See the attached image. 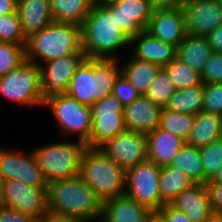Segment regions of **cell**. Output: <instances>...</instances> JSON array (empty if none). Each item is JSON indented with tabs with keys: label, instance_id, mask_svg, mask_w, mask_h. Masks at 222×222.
Wrapping results in <instances>:
<instances>
[{
	"label": "cell",
	"instance_id": "1",
	"mask_svg": "<svg viewBox=\"0 0 222 222\" xmlns=\"http://www.w3.org/2000/svg\"><path fill=\"white\" fill-rule=\"evenodd\" d=\"M47 198L48 210L52 212L81 222H100L102 218L103 201L79 175L48 183Z\"/></svg>",
	"mask_w": 222,
	"mask_h": 222
},
{
	"label": "cell",
	"instance_id": "2",
	"mask_svg": "<svg viewBox=\"0 0 222 222\" xmlns=\"http://www.w3.org/2000/svg\"><path fill=\"white\" fill-rule=\"evenodd\" d=\"M130 41L118 25L116 12H108L96 2L81 25V47L86 58H117L116 51Z\"/></svg>",
	"mask_w": 222,
	"mask_h": 222
},
{
	"label": "cell",
	"instance_id": "3",
	"mask_svg": "<svg viewBox=\"0 0 222 222\" xmlns=\"http://www.w3.org/2000/svg\"><path fill=\"white\" fill-rule=\"evenodd\" d=\"M120 73L121 67L116 58H86L71 78L66 93L90 107L112 93Z\"/></svg>",
	"mask_w": 222,
	"mask_h": 222
},
{
	"label": "cell",
	"instance_id": "4",
	"mask_svg": "<svg viewBox=\"0 0 222 222\" xmlns=\"http://www.w3.org/2000/svg\"><path fill=\"white\" fill-rule=\"evenodd\" d=\"M25 52L26 60L39 65L75 52H84L81 47V26L52 22L26 38ZM37 59L42 62H37Z\"/></svg>",
	"mask_w": 222,
	"mask_h": 222
},
{
	"label": "cell",
	"instance_id": "5",
	"mask_svg": "<svg viewBox=\"0 0 222 222\" xmlns=\"http://www.w3.org/2000/svg\"><path fill=\"white\" fill-rule=\"evenodd\" d=\"M79 176L103 202L125 194L126 171L99 148L84 150Z\"/></svg>",
	"mask_w": 222,
	"mask_h": 222
},
{
	"label": "cell",
	"instance_id": "6",
	"mask_svg": "<svg viewBox=\"0 0 222 222\" xmlns=\"http://www.w3.org/2000/svg\"><path fill=\"white\" fill-rule=\"evenodd\" d=\"M86 148L81 140L61 141L35 148L33 153L45 180L50 183L79 175L82 154Z\"/></svg>",
	"mask_w": 222,
	"mask_h": 222
},
{
	"label": "cell",
	"instance_id": "7",
	"mask_svg": "<svg viewBox=\"0 0 222 222\" xmlns=\"http://www.w3.org/2000/svg\"><path fill=\"white\" fill-rule=\"evenodd\" d=\"M0 95L17 104L43 106L40 66L26 60L22 65L0 78Z\"/></svg>",
	"mask_w": 222,
	"mask_h": 222
},
{
	"label": "cell",
	"instance_id": "8",
	"mask_svg": "<svg viewBox=\"0 0 222 222\" xmlns=\"http://www.w3.org/2000/svg\"><path fill=\"white\" fill-rule=\"evenodd\" d=\"M51 108L52 115L62 133L74 134L78 140L89 147V136L92 127L91 110L89 106L79 103L67 93H58L44 99L43 107Z\"/></svg>",
	"mask_w": 222,
	"mask_h": 222
},
{
	"label": "cell",
	"instance_id": "9",
	"mask_svg": "<svg viewBox=\"0 0 222 222\" xmlns=\"http://www.w3.org/2000/svg\"><path fill=\"white\" fill-rule=\"evenodd\" d=\"M161 166L148 159L126 170L125 194L150 211L157 212L165 203L159 191Z\"/></svg>",
	"mask_w": 222,
	"mask_h": 222
},
{
	"label": "cell",
	"instance_id": "10",
	"mask_svg": "<svg viewBox=\"0 0 222 222\" xmlns=\"http://www.w3.org/2000/svg\"><path fill=\"white\" fill-rule=\"evenodd\" d=\"M92 127L89 148H98L107 139L127 130L124 122V105L112 93L90 106Z\"/></svg>",
	"mask_w": 222,
	"mask_h": 222
},
{
	"label": "cell",
	"instance_id": "11",
	"mask_svg": "<svg viewBox=\"0 0 222 222\" xmlns=\"http://www.w3.org/2000/svg\"><path fill=\"white\" fill-rule=\"evenodd\" d=\"M98 148L125 171L147 160V138L142 132L125 130Z\"/></svg>",
	"mask_w": 222,
	"mask_h": 222
},
{
	"label": "cell",
	"instance_id": "12",
	"mask_svg": "<svg viewBox=\"0 0 222 222\" xmlns=\"http://www.w3.org/2000/svg\"><path fill=\"white\" fill-rule=\"evenodd\" d=\"M0 205L38 220L48 210L47 188L33 187L15 179L5 180Z\"/></svg>",
	"mask_w": 222,
	"mask_h": 222
},
{
	"label": "cell",
	"instance_id": "13",
	"mask_svg": "<svg viewBox=\"0 0 222 222\" xmlns=\"http://www.w3.org/2000/svg\"><path fill=\"white\" fill-rule=\"evenodd\" d=\"M0 174L4 181L15 179L33 187L48 186L33 151L25 154L8 151L0 146Z\"/></svg>",
	"mask_w": 222,
	"mask_h": 222
},
{
	"label": "cell",
	"instance_id": "14",
	"mask_svg": "<svg viewBox=\"0 0 222 222\" xmlns=\"http://www.w3.org/2000/svg\"><path fill=\"white\" fill-rule=\"evenodd\" d=\"M85 59V52H75L72 55L41 63L40 79L44 98L53 94L66 93L71 78Z\"/></svg>",
	"mask_w": 222,
	"mask_h": 222
},
{
	"label": "cell",
	"instance_id": "15",
	"mask_svg": "<svg viewBox=\"0 0 222 222\" xmlns=\"http://www.w3.org/2000/svg\"><path fill=\"white\" fill-rule=\"evenodd\" d=\"M99 3L108 12H116L118 25L130 38L146 29L153 14L148 0H104Z\"/></svg>",
	"mask_w": 222,
	"mask_h": 222
},
{
	"label": "cell",
	"instance_id": "16",
	"mask_svg": "<svg viewBox=\"0 0 222 222\" xmlns=\"http://www.w3.org/2000/svg\"><path fill=\"white\" fill-rule=\"evenodd\" d=\"M186 32L194 36H207L222 25L220 0H194L182 4Z\"/></svg>",
	"mask_w": 222,
	"mask_h": 222
},
{
	"label": "cell",
	"instance_id": "17",
	"mask_svg": "<svg viewBox=\"0 0 222 222\" xmlns=\"http://www.w3.org/2000/svg\"><path fill=\"white\" fill-rule=\"evenodd\" d=\"M145 31L160 41L177 47L187 35L182 7L153 11Z\"/></svg>",
	"mask_w": 222,
	"mask_h": 222
},
{
	"label": "cell",
	"instance_id": "18",
	"mask_svg": "<svg viewBox=\"0 0 222 222\" xmlns=\"http://www.w3.org/2000/svg\"><path fill=\"white\" fill-rule=\"evenodd\" d=\"M170 205L184 212L192 222H203L213 213L207 184L195 183L184 189Z\"/></svg>",
	"mask_w": 222,
	"mask_h": 222
},
{
	"label": "cell",
	"instance_id": "19",
	"mask_svg": "<svg viewBox=\"0 0 222 222\" xmlns=\"http://www.w3.org/2000/svg\"><path fill=\"white\" fill-rule=\"evenodd\" d=\"M163 108L151 102L145 95L124 106V122L127 130L147 134L160 125Z\"/></svg>",
	"mask_w": 222,
	"mask_h": 222
},
{
	"label": "cell",
	"instance_id": "20",
	"mask_svg": "<svg viewBox=\"0 0 222 222\" xmlns=\"http://www.w3.org/2000/svg\"><path fill=\"white\" fill-rule=\"evenodd\" d=\"M133 44L131 54L143 61H150L161 67L176 58V46L160 41L143 30L131 38Z\"/></svg>",
	"mask_w": 222,
	"mask_h": 222
},
{
	"label": "cell",
	"instance_id": "21",
	"mask_svg": "<svg viewBox=\"0 0 222 222\" xmlns=\"http://www.w3.org/2000/svg\"><path fill=\"white\" fill-rule=\"evenodd\" d=\"M151 213L146 206L124 194L103 202L100 222H146Z\"/></svg>",
	"mask_w": 222,
	"mask_h": 222
},
{
	"label": "cell",
	"instance_id": "22",
	"mask_svg": "<svg viewBox=\"0 0 222 222\" xmlns=\"http://www.w3.org/2000/svg\"><path fill=\"white\" fill-rule=\"evenodd\" d=\"M147 159L158 166H167L186 143L182 138L157 127L146 134Z\"/></svg>",
	"mask_w": 222,
	"mask_h": 222
},
{
	"label": "cell",
	"instance_id": "23",
	"mask_svg": "<svg viewBox=\"0 0 222 222\" xmlns=\"http://www.w3.org/2000/svg\"><path fill=\"white\" fill-rule=\"evenodd\" d=\"M16 12L26 38L54 22L50 0H17Z\"/></svg>",
	"mask_w": 222,
	"mask_h": 222
},
{
	"label": "cell",
	"instance_id": "24",
	"mask_svg": "<svg viewBox=\"0 0 222 222\" xmlns=\"http://www.w3.org/2000/svg\"><path fill=\"white\" fill-rule=\"evenodd\" d=\"M222 138V115L200 111L194 115L193 128L186 141L201 148Z\"/></svg>",
	"mask_w": 222,
	"mask_h": 222
},
{
	"label": "cell",
	"instance_id": "25",
	"mask_svg": "<svg viewBox=\"0 0 222 222\" xmlns=\"http://www.w3.org/2000/svg\"><path fill=\"white\" fill-rule=\"evenodd\" d=\"M212 53L206 36L187 34L176 48V58L202 73L204 66Z\"/></svg>",
	"mask_w": 222,
	"mask_h": 222
},
{
	"label": "cell",
	"instance_id": "26",
	"mask_svg": "<svg viewBox=\"0 0 222 222\" xmlns=\"http://www.w3.org/2000/svg\"><path fill=\"white\" fill-rule=\"evenodd\" d=\"M130 57L131 59L121 66V74L140 95H144L162 67L150 61L139 60L133 55Z\"/></svg>",
	"mask_w": 222,
	"mask_h": 222
},
{
	"label": "cell",
	"instance_id": "27",
	"mask_svg": "<svg viewBox=\"0 0 222 222\" xmlns=\"http://www.w3.org/2000/svg\"><path fill=\"white\" fill-rule=\"evenodd\" d=\"M95 3L94 0H50L51 14L54 22L81 26Z\"/></svg>",
	"mask_w": 222,
	"mask_h": 222
},
{
	"label": "cell",
	"instance_id": "28",
	"mask_svg": "<svg viewBox=\"0 0 222 222\" xmlns=\"http://www.w3.org/2000/svg\"><path fill=\"white\" fill-rule=\"evenodd\" d=\"M171 168H179L194 183L205 184V173L200 149L188 144L182 146L173 160L168 164Z\"/></svg>",
	"mask_w": 222,
	"mask_h": 222
},
{
	"label": "cell",
	"instance_id": "29",
	"mask_svg": "<svg viewBox=\"0 0 222 222\" xmlns=\"http://www.w3.org/2000/svg\"><path fill=\"white\" fill-rule=\"evenodd\" d=\"M195 184L192 179L184 174L179 168L162 166L159 174V191L161 200L165 204L170 202L184 189Z\"/></svg>",
	"mask_w": 222,
	"mask_h": 222
},
{
	"label": "cell",
	"instance_id": "30",
	"mask_svg": "<svg viewBox=\"0 0 222 222\" xmlns=\"http://www.w3.org/2000/svg\"><path fill=\"white\" fill-rule=\"evenodd\" d=\"M204 83L186 89H176L165 109L195 115L203 111Z\"/></svg>",
	"mask_w": 222,
	"mask_h": 222
},
{
	"label": "cell",
	"instance_id": "31",
	"mask_svg": "<svg viewBox=\"0 0 222 222\" xmlns=\"http://www.w3.org/2000/svg\"><path fill=\"white\" fill-rule=\"evenodd\" d=\"M175 89H186L202 84L201 73L175 58L162 67Z\"/></svg>",
	"mask_w": 222,
	"mask_h": 222
},
{
	"label": "cell",
	"instance_id": "32",
	"mask_svg": "<svg viewBox=\"0 0 222 222\" xmlns=\"http://www.w3.org/2000/svg\"><path fill=\"white\" fill-rule=\"evenodd\" d=\"M194 115L178 113L163 108L159 127L179 136L185 142L189 139L193 128Z\"/></svg>",
	"mask_w": 222,
	"mask_h": 222
},
{
	"label": "cell",
	"instance_id": "33",
	"mask_svg": "<svg viewBox=\"0 0 222 222\" xmlns=\"http://www.w3.org/2000/svg\"><path fill=\"white\" fill-rule=\"evenodd\" d=\"M175 90L168 74L161 68L144 95L154 104L166 108Z\"/></svg>",
	"mask_w": 222,
	"mask_h": 222
},
{
	"label": "cell",
	"instance_id": "34",
	"mask_svg": "<svg viewBox=\"0 0 222 222\" xmlns=\"http://www.w3.org/2000/svg\"><path fill=\"white\" fill-rule=\"evenodd\" d=\"M25 61V44L0 42V78Z\"/></svg>",
	"mask_w": 222,
	"mask_h": 222
},
{
	"label": "cell",
	"instance_id": "35",
	"mask_svg": "<svg viewBox=\"0 0 222 222\" xmlns=\"http://www.w3.org/2000/svg\"><path fill=\"white\" fill-rule=\"evenodd\" d=\"M199 149L207 184L222 166V138Z\"/></svg>",
	"mask_w": 222,
	"mask_h": 222
},
{
	"label": "cell",
	"instance_id": "36",
	"mask_svg": "<svg viewBox=\"0 0 222 222\" xmlns=\"http://www.w3.org/2000/svg\"><path fill=\"white\" fill-rule=\"evenodd\" d=\"M0 42L26 44L17 12L0 16Z\"/></svg>",
	"mask_w": 222,
	"mask_h": 222
},
{
	"label": "cell",
	"instance_id": "37",
	"mask_svg": "<svg viewBox=\"0 0 222 222\" xmlns=\"http://www.w3.org/2000/svg\"><path fill=\"white\" fill-rule=\"evenodd\" d=\"M203 111L222 115V83H204Z\"/></svg>",
	"mask_w": 222,
	"mask_h": 222
},
{
	"label": "cell",
	"instance_id": "38",
	"mask_svg": "<svg viewBox=\"0 0 222 222\" xmlns=\"http://www.w3.org/2000/svg\"><path fill=\"white\" fill-rule=\"evenodd\" d=\"M203 83H222V53L212 52L201 73Z\"/></svg>",
	"mask_w": 222,
	"mask_h": 222
},
{
	"label": "cell",
	"instance_id": "39",
	"mask_svg": "<svg viewBox=\"0 0 222 222\" xmlns=\"http://www.w3.org/2000/svg\"><path fill=\"white\" fill-rule=\"evenodd\" d=\"M112 94L116 96L124 106L131 104L141 96L121 73L115 79Z\"/></svg>",
	"mask_w": 222,
	"mask_h": 222
},
{
	"label": "cell",
	"instance_id": "40",
	"mask_svg": "<svg viewBox=\"0 0 222 222\" xmlns=\"http://www.w3.org/2000/svg\"><path fill=\"white\" fill-rule=\"evenodd\" d=\"M0 222H36V220L17 209L0 205Z\"/></svg>",
	"mask_w": 222,
	"mask_h": 222
},
{
	"label": "cell",
	"instance_id": "41",
	"mask_svg": "<svg viewBox=\"0 0 222 222\" xmlns=\"http://www.w3.org/2000/svg\"><path fill=\"white\" fill-rule=\"evenodd\" d=\"M157 213L165 222H192L184 212L175 209L170 204H165Z\"/></svg>",
	"mask_w": 222,
	"mask_h": 222
},
{
	"label": "cell",
	"instance_id": "42",
	"mask_svg": "<svg viewBox=\"0 0 222 222\" xmlns=\"http://www.w3.org/2000/svg\"><path fill=\"white\" fill-rule=\"evenodd\" d=\"M207 187L210 194L213 212L222 214V184L207 183Z\"/></svg>",
	"mask_w": 222,
	"mask_h": 222
},
{
	"label": "cell",
	"instance_id": "43",
	"mask_svg": "<svg viewBox=\"0 0 222 222\" xmlns=\"http://www.w3.org/2000/svg\"><path fill=\"white\" fill-rule=\"evenodd\" d=\"M153 11L171 10L182 7L183 0H148Z\"/></svg>",
	"mask_w": 222,
	"mask_h": 222
},
{
	"label": "cell",
	"instance_id": "44",
	"mask_svg": "<svg viewBox=\"0 0 222 222\" xmlns=\"http://www.w3.org/2000/svg\"><path fill=\"white\" fill-rule=\"evenodd\" d=\"M36 222H81L70 215L58 214L47 210Z\"/></svg>",
	"mask_w": 222,
	"mask_h": 222
},
{
	"label": "cell",
	"instance_id": "45",
	"mask_svg": "<svg viewBox=\"0 0 222 222\" xmlns=\"http://www.w3.org/2000/svg\"><path fill=\"white\" fill-rule=\"evenodd\" d=\"M212 52L222 53V25L218 26L215 30L206 36Z\"/></svg>",
	"mask_w": 222,
	"mask_h": 222
},
{
	"label": "cell",
	"instance_id": "46",
	"mask_svg": "<svg viewBox=\"0 0 222 222\" xmlns=\"http://www.w3.org/2000/svg\"><path fill=\"white\" fill-rule=\"evenodd\" d=\"M17 0H0V16L15 13Z\"/></svg>",
	"mask_w": 222,
	"mask_h": 222
},
{
	"label": "cell",
	"instance_id": "47",
	"mask_svg": "<svg viewBox=\"0 0 222 222\" xmlns=\"http://www.w3.org/2000/svg\"><path fill=\"white\" fill-rule=\"evenodd\" d=\"M146 222H165V221L157 212H152L148 216Z\"/></svg>",
	"mask_w": 222,
	"mask_h": 222
},
{
	"label": "cell",
	"instance_id": "48",
	"mask_svg": "<svg viewBox=\"0 0 222 222\" xmlns=\"http://www.w3.org/2000/svg\"><path fill=\"white\" fill-rule=\"evenodd\" d=\"M203 222H222V214L221 213H212L206 220Z\"/></svg>",
	"mask_w": 222,
	"mask_h": 222
},
{
	"label": "cell",
	"instance_id": "49",
	"mask_svg": "<svg viewBox=\"0 0 222 222\" xmlns=\"http://www.w3.org/2000/svg\"><path fill=\"white\" fill-rule=\"evenodd\" d=\"M208 183L222 184V166L220 167L218 172L214 175V177Z\"/></svg>",
	"mask_w": 222,
	"mask_h": 222
},
{
	"label": "cell",
	"instance_id": "50",
	"mask_svg": "<svg viewBox=\"0 0 222 222\" xmlns=\"http://www.w3.org/2000/svg\"><path fill=\"white\" fill-rule=\"evenodd\" d=\"M3 178L1 177V174H0V204H1V197H2V194H3Z\"/></svg>",
	"mask_w": 222,
	"mask_h": 222
},
{
	"label": "cell",
	"instance_id": "51",
	"mask_svg": "<svg viewBox=\"0 0 222 222\" xmlns=\"http://www.w3.org/2000/svg\"><path fill=\"white\" fill-rule=\"evenodd\" d=\"M188 1H194V0H183V3H186V2H188Z\"/></svg>",
	"mask_w": 222,
	"mask_h": 222
},
{
	"label": "cell",
	"instance_id": "52",
	"mask_svg": "<svg viewBox=\"0 0 222 222\" xmlns=\"http://www.w3.org/2000/svg\"><path fill=\"white\" fill-rule=\"evenodd\" d=\"M95 2H102V1H104V0H94Z\"/></svg>",
	"mask_w": 222,
	"mask_h": 222
}]
</instances>
